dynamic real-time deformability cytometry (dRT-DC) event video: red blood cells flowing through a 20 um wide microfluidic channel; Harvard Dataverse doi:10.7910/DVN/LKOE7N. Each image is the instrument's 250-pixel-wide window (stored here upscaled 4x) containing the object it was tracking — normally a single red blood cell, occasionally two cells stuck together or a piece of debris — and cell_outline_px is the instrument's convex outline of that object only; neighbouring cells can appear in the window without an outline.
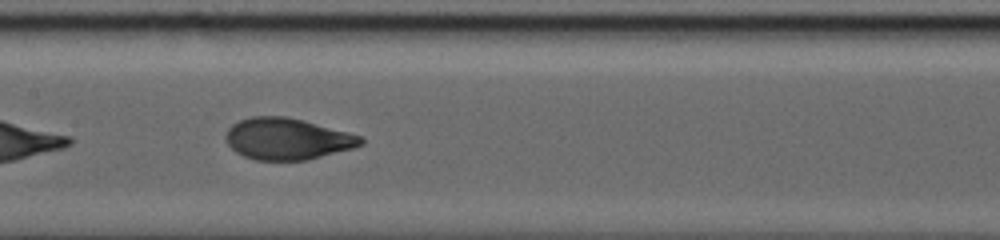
{"species": "human", "species_latin": "Homo sapiens", "temperature_condition": "warm", "stored_images_in_passage": 76, "segment_of_instrument_passage": [2, 2], "camera_frame_rate_fps": 3000, "um_per_image_px": 0.085, "donor": {"sex": "male"}, "frame": {"image": 1, "passage_image": 36, "time_ms": 16.0, "image_size_px": [1000, 240], "cell_outline_px": [[364, 144], [352, 148], [308, 160], [256, 160], [244, 156], [236, 152], [228, 144], [224, 136], [228, 128], [232, 124], [240, 120], [252, 116], [284, 116], [300, 120], [360, 136], [364, 140]], "centroid_in_image_um": [24.36, 11.81], "position_along_channel_um": 183.0, "area_um2": 32.25}}
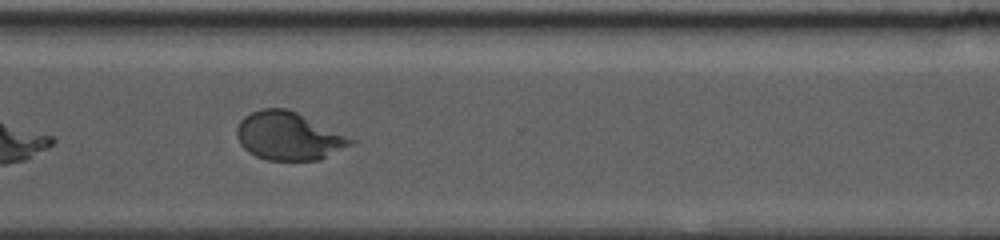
{"frame": {"image": 2, "passage_image": 57, "time_ms": 22.667, "image_size_px": [1000, 240], "cell_outline_px": [[356, 144], [320, 160], [268, 160], [256, 156], [248, 152], [240, 144], [236, 136], [236, 128], [240, 120], [244, 116], [260, 108], [288, 108], [356, 140]], "centroid_in_image_um": [24.53, 11.57], "position_along_channel_um": 346.1, "area_um2": 32.14}}
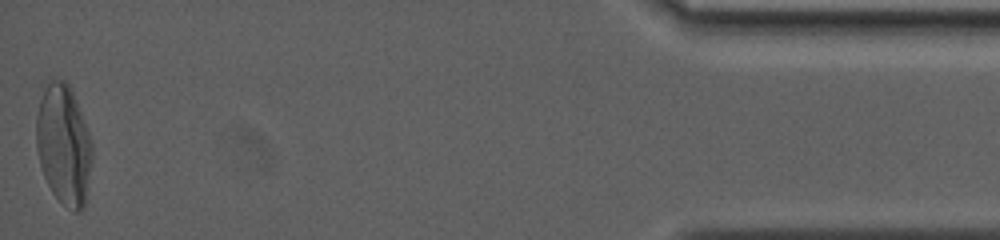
{"frame": {"image": 3, "passage_image": 76, "time_ms": 29.0, "image_size_px": [1000, 240], "cell_outline_px": [[92, 156], [84, 208], [80, 212], [76, 212], [60, 200], [52, 192], [44, 176], [40, 164], [36, 148], [36, 116], [40, 84], [52, 80], [64, 80], [68, 84], [72, 92], [88, 132], [92, 144]], "centroid_in_image_um": [5.37, 12.23], "position_along_channel_um": 429.8, "area_um2": 39.13}}